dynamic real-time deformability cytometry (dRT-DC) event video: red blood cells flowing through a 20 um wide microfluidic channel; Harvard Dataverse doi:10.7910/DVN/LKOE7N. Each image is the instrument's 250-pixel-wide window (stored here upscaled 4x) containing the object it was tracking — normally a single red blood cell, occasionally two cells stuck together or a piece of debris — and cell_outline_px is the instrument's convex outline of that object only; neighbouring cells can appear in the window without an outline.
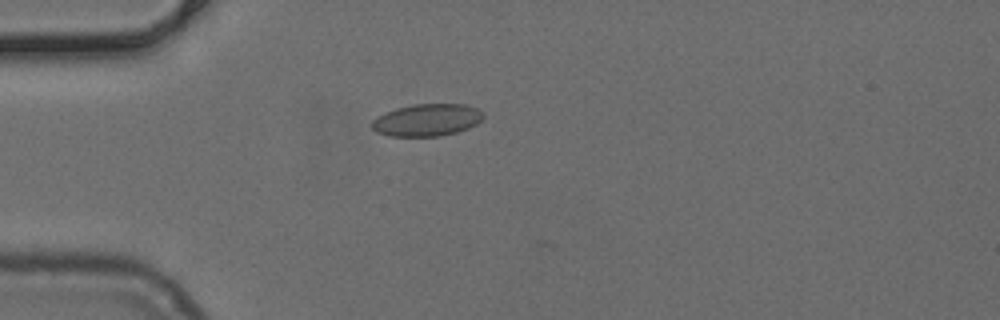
{"species": "common noctule bat (a hibernating species)", "species_latin": "Nyctalus noctula", "temperature_condition": "cold", "stored_images_in_passage": 38, "camera_frame_rate_fps": 3000, "um_per_image_px": 0.085, "animal": {"sex": "female", "body_mass_g": 24.6, "forearm_length_mm": 56.2}, "frame": {"image": 1, "passage_image": 1, "time_ms": 0.0, "image_size_px": [1000, 320], "cell_outline_px": [[484, 116], [476, 124], [468, 128], [456, 132], [440, 136], [388, 136], [376, 132], [372, 128], [372, 120], [376, 116], [396, 108], [412, 104], [464, 104], [476, 108], [484, 112]], "centroid_in_image_um": [36.27, 10.2], "position_along_channel_um": 48.7, "area_um2": 20.98}}
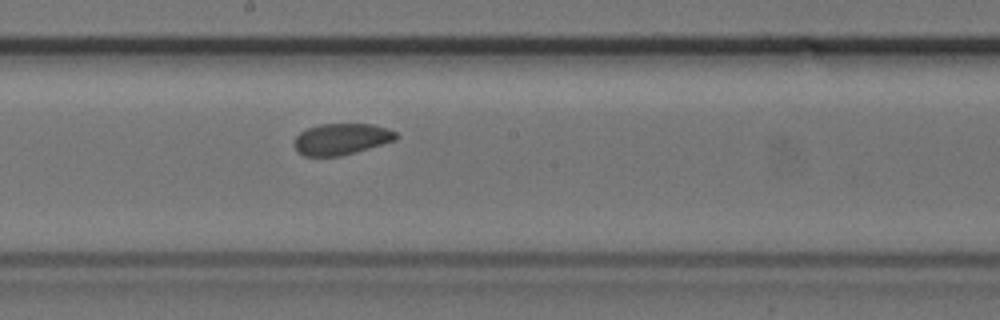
{"frame": {"image": 2, "passage_image": 15, "time_ms": 4.667, "image_size_px": [1000, 320], "cell_outline_px": [[400, 136], [396, 140], [356, 152], [340, 156], [304, 156], [292, 144], [296, 136], [300, 132], [308, 128], [320, 124], [372, 124], [388, 128], [396, 132]], "centroid_in_image_um": [29.04, 11.82], "position_along_channel_um": 219.2, "area_um2": 18.67}}
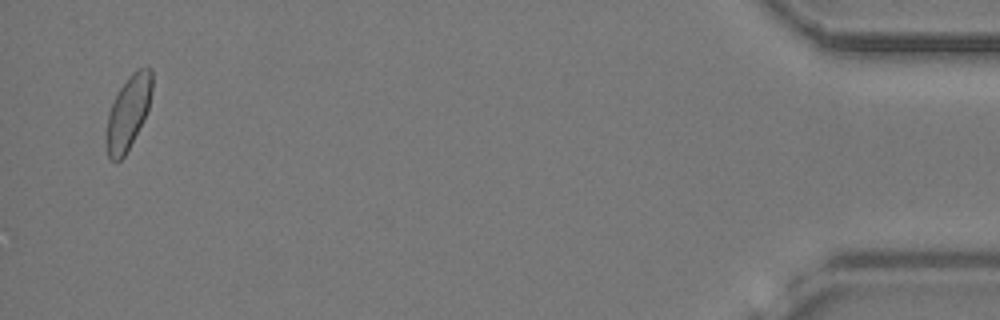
{"frame": {"image": 3, "passage_image": 37, "time_ms": 12.0, "image_size_px": [1000, 320], "cell_outline_px": [[152, 92], [148, 108], [124, 156], [120, 160], [112, 160], [108, 156], [104, 140], [104, 136], [108, 112], [120, 88], [128, 76], [136, 68], [148, 64], [152, 68]], "centroid_in_image_um": [10.88, 9.5], "position_along_channel_um": 424.3, "area_um2": 19.65}}